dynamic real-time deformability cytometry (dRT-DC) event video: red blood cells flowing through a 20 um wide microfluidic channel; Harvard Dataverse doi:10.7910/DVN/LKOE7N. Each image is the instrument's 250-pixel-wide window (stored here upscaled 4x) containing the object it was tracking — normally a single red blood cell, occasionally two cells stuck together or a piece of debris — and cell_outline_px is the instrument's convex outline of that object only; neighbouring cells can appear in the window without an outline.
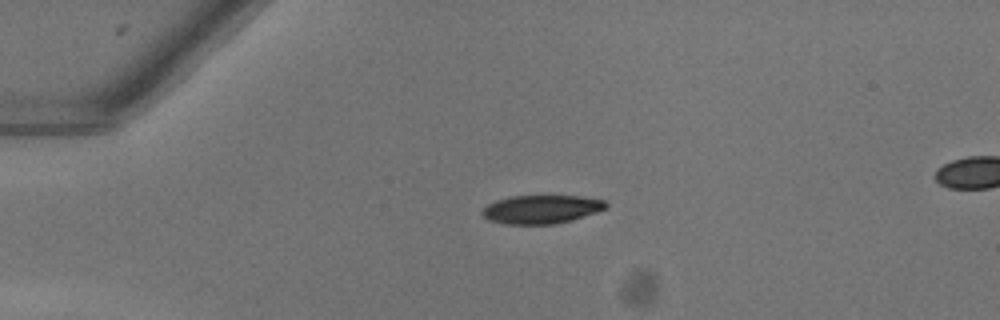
{"species": "common noctule bat (a hibernating species)", "species_latin": "Nyctalus noctula", "temperature_condition": "warm", "stored_images_in_passage": 40, "camera_frame_rate_fps": 3000, "um_per_image_px": 0.085, "animal": {"sex": "female"}, "frame": {"image": 1, "passage_image": 1, "time_ms": 0.0, "image_size_px": [1000, 320], "cell_outline_px": [[608, 208], [572, 220], [552, 224], [508, 224], [488, 220], [480, 212], [488, 204], [496, 200], [512, 196], [580, 196], [604, 200], [608, 204]], "centroid_in_image_um": [46.03, 17.79], "position_along_channel_um": 39.0, "area_um2": 20.46}}
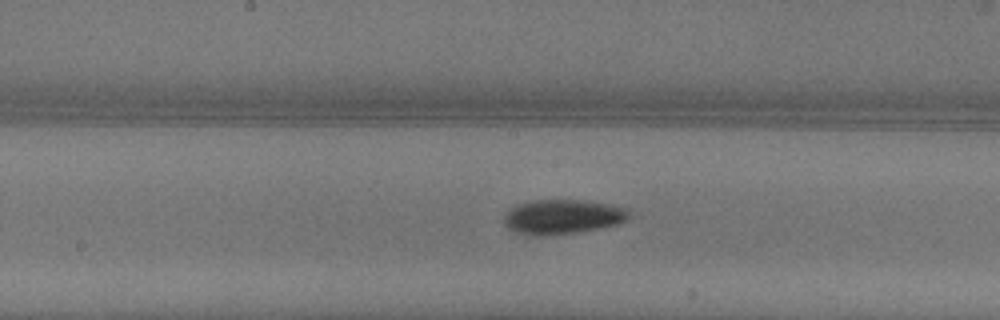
{"frame": {"image": 2, "passage_image": 16, "time_ms": 5.0, "image_size_px": [1000, 320], "cell_outline_px": [[628, 216], [624, 220], [616, 224], [600, 228], [552, 236], [540, 236], [516, 232], [508, 228], [504, 224], [504, 216], [516, 204], [532, 200], [584, 200], [608, 204], [628, 208]], "centroid_in_image_um": [47.78, 18.42], "position_along_channel_um": 200.4, "area_um2": 25.09}}
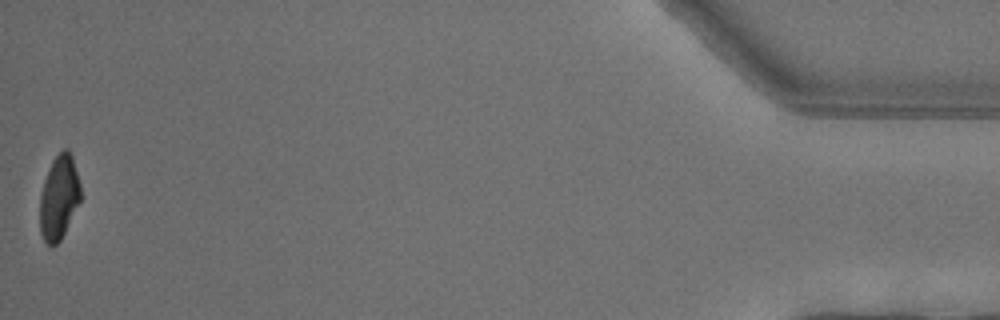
{"frame": {"image": 3, "passage_image": 40, "time_ms": 13.0, "image_size_px": [1000, 320], "cell_outline_px": [[80, 200], [60, 240], [56, 244], [48, 244], [44, 240], [40, 232], [40, 196], [44, 180], [52, 160], [64, 148], [68, 148], [72, 156], [80, 184]], "centroid_in_image_um": [5.0, 16.75], "position_along_channel_um": 430.2, "area_um2": 19.59}, "authors_computed_cell_mechanics": {"area_um2": 22.6865, "velocity_mm_per_s": 4.0505, "shape_relaxation_time_tau1_ms": 3.7129, "shape_relaxation_time_tau2_ms": null, "deformation_change_tau1": 0.1552, "deformation_change_tau2": null}}